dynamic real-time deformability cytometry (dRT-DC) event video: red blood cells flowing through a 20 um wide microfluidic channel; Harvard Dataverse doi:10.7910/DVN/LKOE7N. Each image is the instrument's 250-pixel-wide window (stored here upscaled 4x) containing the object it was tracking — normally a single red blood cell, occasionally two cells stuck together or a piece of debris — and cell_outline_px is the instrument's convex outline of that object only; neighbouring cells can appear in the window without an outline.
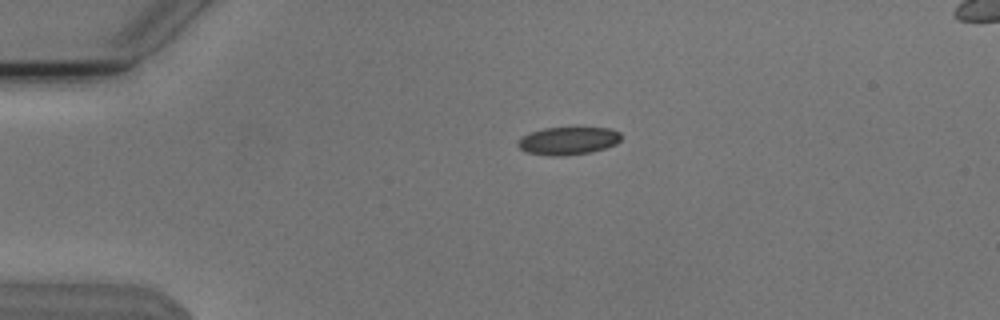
{"species": "Egyptian fruit bat (a non-hibernating species)", "species_latin": "Rousettus aegyptiacus", "temperature_condition": "cold", "stored_images_in_passage": 43, "camera_frame_rate_fps": 3000, "um_per_image_px": 0.085, "animal": {"sex": "male"}, "frame": {"image": 1, "passage_image": 1, "time_ms": 0.0, "image_size_px": [1000, 320], "cell_outline_px": [[620, 140], [616, 144], [592, 152], [564, 156], [548, 156], [528, 152], [520, 148], [516, 144], [524, 136], [532, 132], [544, 128], [608, 128], [620, 132]], "centroid_in_image_um": [48.31, 11.98], "position_along_channel_um": 36.7, "area_um2": 16.53}}
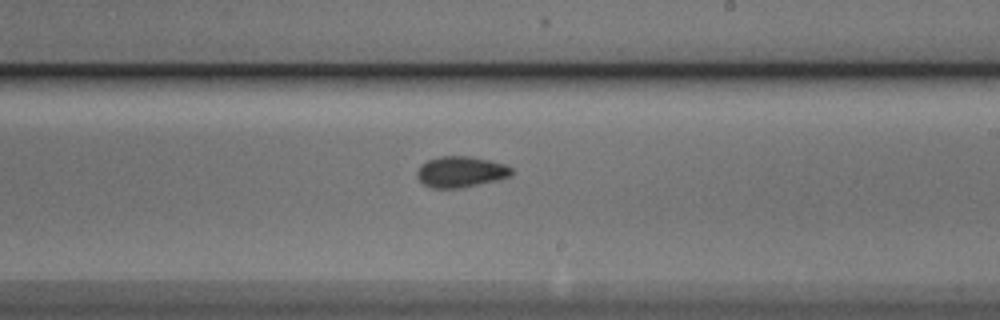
{"frame": {"image": 2, "passage_image": 21, "time_ms": 6.667, "image_size_px": [1000, 320], "cell_outline_px": [[512, 172], [508, 176], [496, 180], [460, 188], [432, 188], [424, 184], [416, 176], [416, 172], [420, 164], [428, 160], [440, 156], [468, 156], [488, 160], [504, 164], [512, 168]], "centroid_in_image_um": [39.11, 14.6], "position_along_channel_um": 249.9, "area_um2": 16.88}}
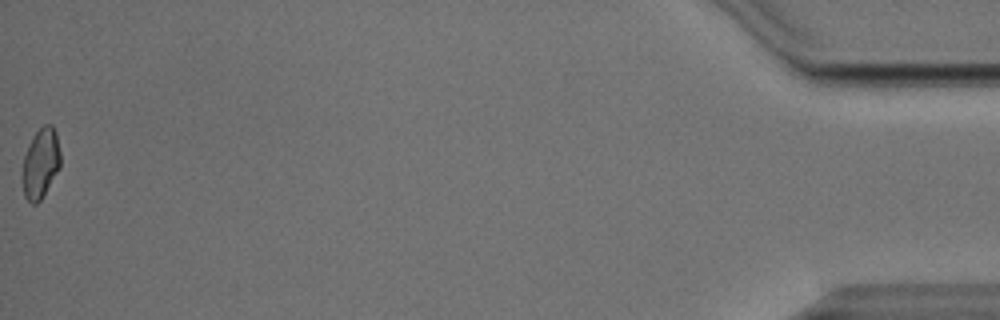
{"frame": {"image": 3, "passage_image": 43, "time_ms": 14.0, "image_size_px": [1000, 320], "cell_outline_px": [[60, 168], [40, 200], [36, 204], [32, 204], [24, 196], [20, 176], [24, 156], [28, 144], [32, 136], [44, 124], [52, 124], [56, 132], [60, 152]], "centroid_in_image_um": [3.42, 13.88], "position_along_channel_um": 431.8, "area_um2": 15.84}, "authors_computed_cell_mechanics": {"area_um2": 16.3574, "velocity_mm_per_s": 3.8192, "shape_relaxation_time_tau1_ms": 2.7977, "shape_relaxation_time_tau2_ms": 1.8395, "deformation_change_tau1": 0.1054, "deformation_change_tau2": 0.0635}}